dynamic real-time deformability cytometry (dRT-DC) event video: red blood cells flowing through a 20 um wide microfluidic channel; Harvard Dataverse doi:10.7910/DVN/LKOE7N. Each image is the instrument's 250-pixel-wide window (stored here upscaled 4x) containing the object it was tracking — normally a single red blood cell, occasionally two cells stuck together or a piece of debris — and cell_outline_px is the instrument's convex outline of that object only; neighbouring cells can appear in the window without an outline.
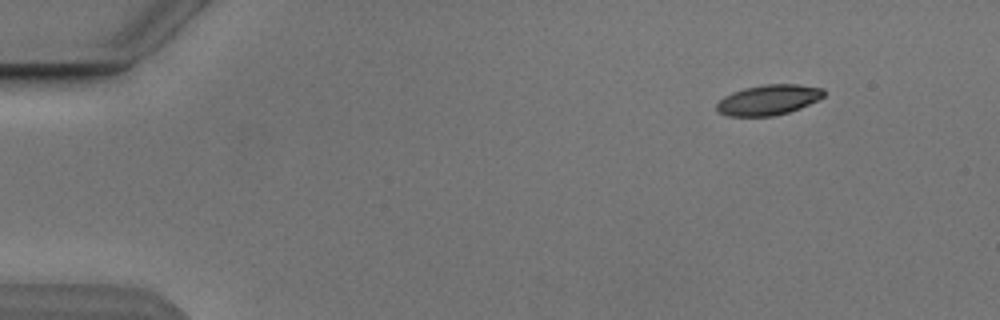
{"species": "Egyptian fruit bat (a non-hibernating species)", "species_latin": "Rousettus aegyptiacus", "temperature_condition": "cold", "stored_images_in_passage": 5, "camera_frame_rate_fps": 3000, "um_per_image_px": 0.085, "animal": {"sex": "male"}, "frame": {"image": 1, "passage_image": 1, "time_ms": 0.0, "image_size_px": [1000, 320], "cell_outline_px": [[824, 96], [800, 108], [788, 112], [772, 116], [728, 116], [720, 112], [716, 108], [716, 104], [724, 96], [732, 92], [744, 88], [764, 84], [796, 84], [824, 88]], "centroid_in_image_um": [65.31, 8.48], "position_along_channel_um": 19.7, "area_um2": 18.79}}
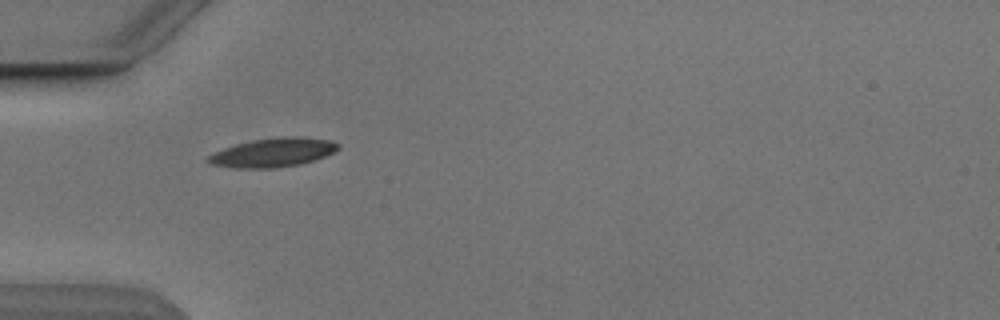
{"frame": {"image": 2, "passage_image": 4, "time_ms": 3.667, "image_size_px": [1000, 320], "cell_outline_px": [[340, 148], [324, 156], [300, 164], [272, 168], [236, 168], [212, 164], [204, 160], [208, 156], [224, 148], [236, 144], [252, 140], [280, 136], [300, 136], [328, 140], [340, 144]], "centroid_in_image_um": [23.19, 12.95], "position_along_channel_um": 61.8, "area_um2": 21.73}}
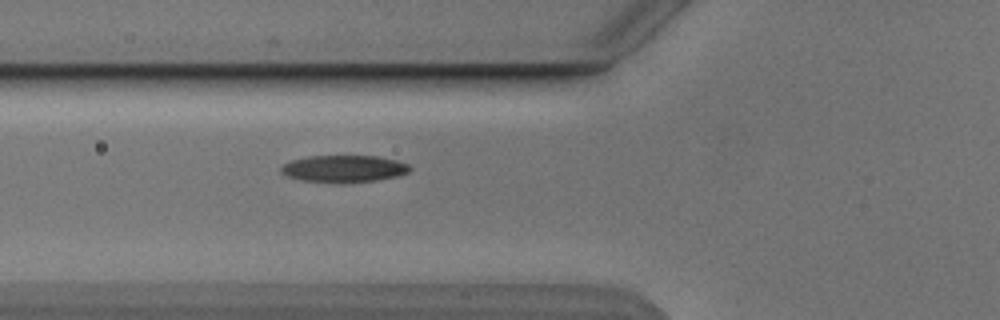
{"frame": {"image": 3, "passage_image": 5, "time_ms": 4.667, "image_size_px": [1000, 320], "cell_outline_px": [[412, 168], [408, 172], [396, 176], [376, 180], [340, 184], [336, 184], [300, 180], [288, 176], [280, 172], [280, 168], [284, 164], [292, 160], [308, 156], [376, 156], [396, 160], [408, 164]], "centroid_in_image_um": [29.21, 14.36], "position_along_channel_um": 96.6, "area_um2": 20.46}}